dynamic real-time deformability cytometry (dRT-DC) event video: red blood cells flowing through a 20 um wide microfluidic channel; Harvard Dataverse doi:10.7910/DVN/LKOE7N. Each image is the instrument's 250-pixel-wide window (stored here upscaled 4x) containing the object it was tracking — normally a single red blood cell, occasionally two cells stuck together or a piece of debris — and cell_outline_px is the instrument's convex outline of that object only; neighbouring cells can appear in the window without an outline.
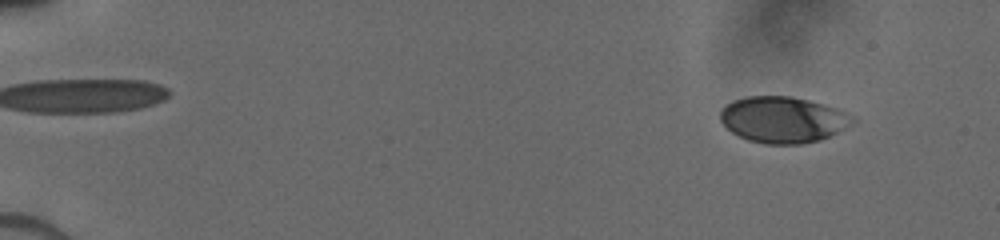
{"species": "human", "species_latin": "Homo sapiens", "temperature_condition": "cold", "stored_images_in_passage": 32, "camera_frame_rate_fps": 3000, "um_per_image_px": 0.085, "donor": {"sex": "male"}, "frame": {"image": 1, "passage_image": 4, "time_ms": 1.333, "image_size_px": [1000, 240], "cell_outline_px": [[856, 120], [852, 124], [820, 140], [800, 144], [764, 144], [748, 140], [732, 132], [720, 120], [720, 108], [732, 100], [748, 96], [792, 96], [824, 104], [848, 112], [856, 116]], "centroid_in_image_um": [66.56, 10.16], "position_along_channel_um": 18.4, "area_um2": 35.78}}
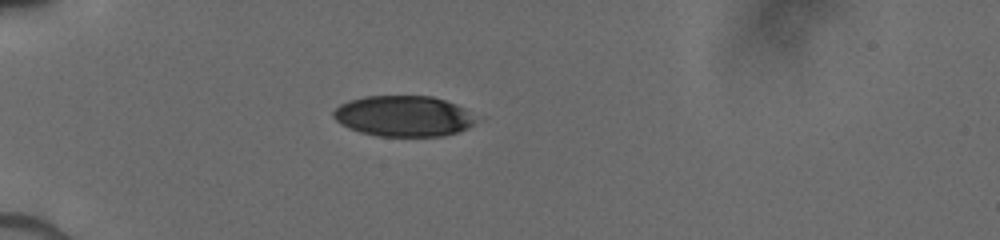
{"frame": {"image": 2, "passage_image": 17, "time_ms": 5.0, "image_size_px": [1000, 240], "cell_outline_px": [[476, 120], [468, 128], [444, 136], [376, 136], [360, 132], [348, 128], [340, 124], [332, 116], [332, 112], [340, 104], [348, 100], [364, 96], [432, 96], [456, 104], [464, 108]], "centroid_in_image_um": [34.24, 9.87], "position_along_channel_um": 50.8, "area_um2": 33.87}}
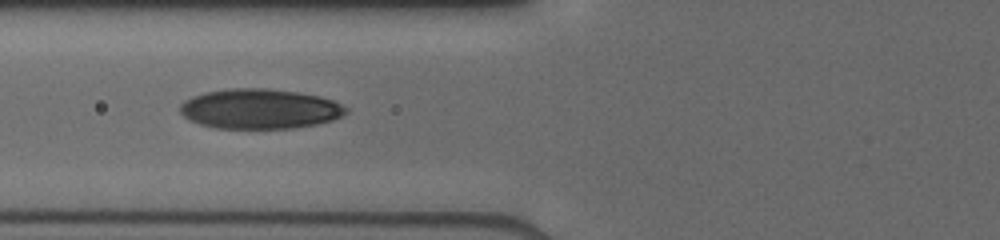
{"frame": {"image": 3, "passage_image": 31, "time_ms": 7.0, "image_size_px": [1000, 240], "cell_outline_px": [[348, 112], [344, 116], [332, 120], [316, 124], [292, 128], [216, 128], [200, 124], [188, 120], [180, 112], [180, 104], [184, 100], [192, 96], [204, 92], [232, 88], [268, 88], [296, 92], [320, 96], [332, 100], [348, 108]], "centroid_in_image_um": [22.07, 9.25], "position_along_channel_um": 103.7, "area_um2": 38.73}}